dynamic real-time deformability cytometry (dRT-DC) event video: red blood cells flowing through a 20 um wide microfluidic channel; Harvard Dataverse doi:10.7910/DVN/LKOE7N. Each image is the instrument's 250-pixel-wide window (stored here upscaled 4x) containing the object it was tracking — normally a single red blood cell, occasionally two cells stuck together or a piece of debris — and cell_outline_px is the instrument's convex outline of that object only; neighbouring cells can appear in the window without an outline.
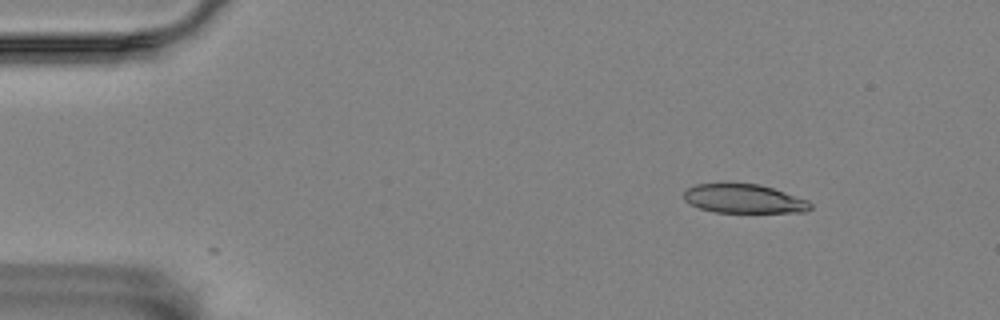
{"species": "Egyptian fruit bat (a non-hibernating species)", "species_latin": "Rousettus aegyptiacus", "temperature_condition": "room temperature", "stored_images_in_passage": 2, "camera_frame_rate_fps": 3000, "um_per_image_px": 0.085, "animal": {"sex": "female"}, "frame": {"image": 1, "passage_image": 1, "time_ms": 0.0, "image_size_px": [1000, 320], "cell_outline_px": [[812, 208], [808, 212], [716, 212], [700, 208], [684, 200], [684, 192], [688, 188], [696, 184], [760, 184], [808, 200], [812, 204]], "centroid_in_image_um": [63.27, 16.9], "position_along_channel_um": 21.7, "area_um2": 21.1}}